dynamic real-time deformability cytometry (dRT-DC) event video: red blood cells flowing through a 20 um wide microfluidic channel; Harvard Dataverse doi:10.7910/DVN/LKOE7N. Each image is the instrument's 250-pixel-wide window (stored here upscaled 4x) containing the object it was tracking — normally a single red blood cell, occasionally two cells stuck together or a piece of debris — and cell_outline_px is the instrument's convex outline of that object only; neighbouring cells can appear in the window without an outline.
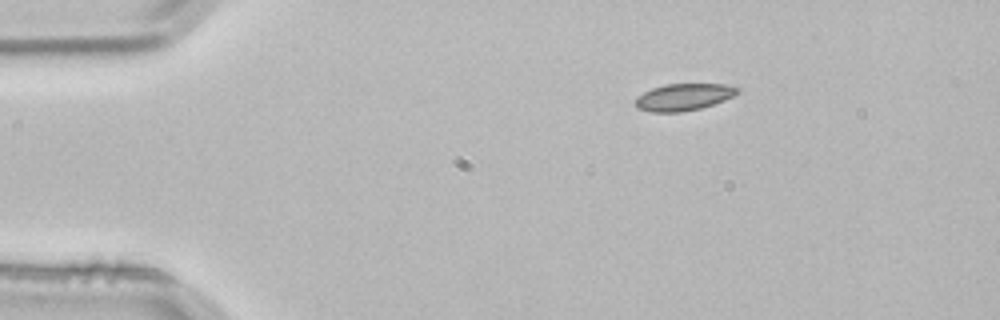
{"species": "common noctule bat (a hibernating species)", "species_latin": "Nyctalus noctula", "temperature_condition": "room temperature", "stored_images_in_passage": 2, "camera_frame_rate_fps": 3000, "um_per_image_px": 0.085, "animal": {"sex": "male", "body_mass_g": 21.5, "forearm_length_mm": 52.0}, "frame": {"image": 1, "passage_image": 1, "time_ms": 0.0, "image_size_px": [1000, 320], "cell_outline_px": [[740, 92], [724, 100], [700, 108], [680, 112], [652, 112], [636, 108], [632, 104], [632, 100], [636, 96], [652, 88], [664, 84], [728, 84], [740, 88]], "centroid_in_image_um": [58.05, 8.24], "position_along_channel_um": 27.0, "area_um2": 16.24}}